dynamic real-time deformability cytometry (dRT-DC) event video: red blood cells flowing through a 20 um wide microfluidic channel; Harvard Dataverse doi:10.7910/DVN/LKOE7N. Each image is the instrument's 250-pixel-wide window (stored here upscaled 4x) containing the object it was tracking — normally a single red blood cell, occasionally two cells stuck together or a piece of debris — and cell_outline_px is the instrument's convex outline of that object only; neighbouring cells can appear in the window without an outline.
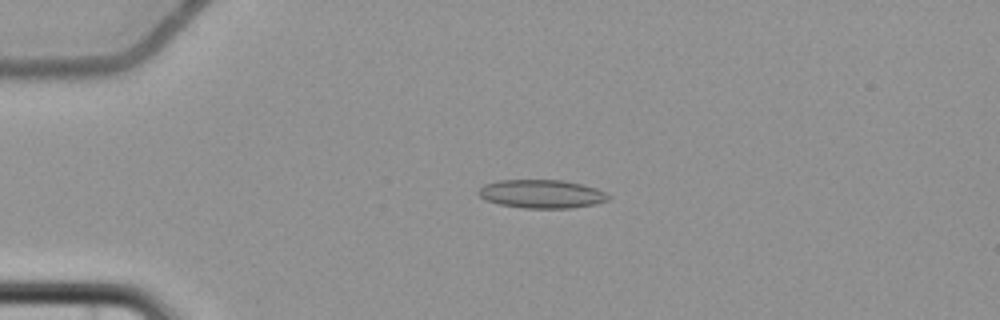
{"species": "common noctule bat (a hibernating species)", "species_latin": "Nyctalus noctula", "temperature_condition": "cold", "stored_images_in_passage": 6, "camera_frame_rate_fps": 3000, "um_per_image_px": 0.085, "animal": {"sex": "female", "body_mass_g": 22.7, "forearm_length_mm": 54.2}, "frame": {"image": 1, "passage_image": 5, "time_ms": 4.667, "image_size_px": [1000, 320], "cell_outline_px": [[612, 196], [608, 200], [596, 204], [572, 208], [524, 208], [500, 204], [488, 200], [480, 196], [476, 192], [484, 184], [500, 180], [560, 180], [580, 184], [596, 188]], "centroid_in_image_um": [46.06, 16.48], "position_along_channel_um": 38.9, "area_um2": 21.44}}